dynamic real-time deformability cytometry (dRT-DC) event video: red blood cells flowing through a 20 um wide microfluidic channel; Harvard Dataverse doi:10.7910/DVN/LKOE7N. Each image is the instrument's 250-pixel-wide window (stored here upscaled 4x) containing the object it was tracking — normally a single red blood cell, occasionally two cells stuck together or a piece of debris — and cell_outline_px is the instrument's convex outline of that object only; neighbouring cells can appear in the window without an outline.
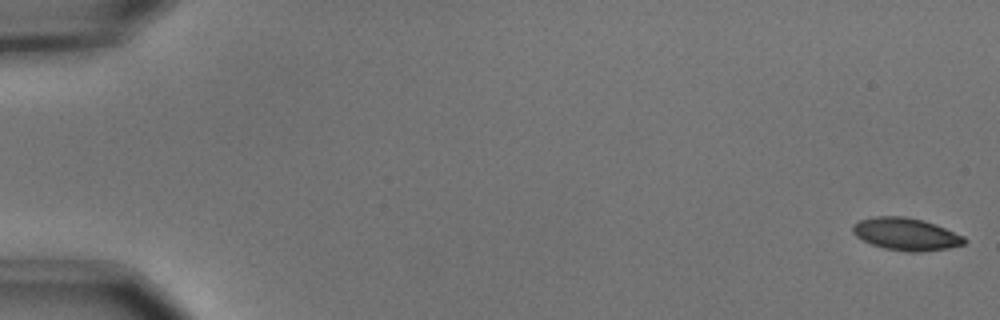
{"species": "common noctule bat (a hibernating species)", "species_latin": "Nyctalus noctula", "temperature_condition": "cold", "stored_images_in_passage": 55, "camera_frame_rate_fps": 3000, "um_per_image_px": 0.085, "animal": {"sex": "male", "body_mass_g": 15.6}, "frame": {"image": 1, "passage_image": 1, "time_ms": 0.0, "image_size_px": [1000, 320], "cell_outline_px": [[968, 240], [964, 244], [948, 248], [920, 252], [908, 252], [884, 248], [872, 244], [856, 236], [852, 232], [852, 224], [860, 220], [872, 216], [904, 216], [924, 220], [936, 224], [964, 236]], "centroid_in_image_um": [77.02, 19.89], "position_along_channel_um": 8.0, "area_um2": 21.21}}
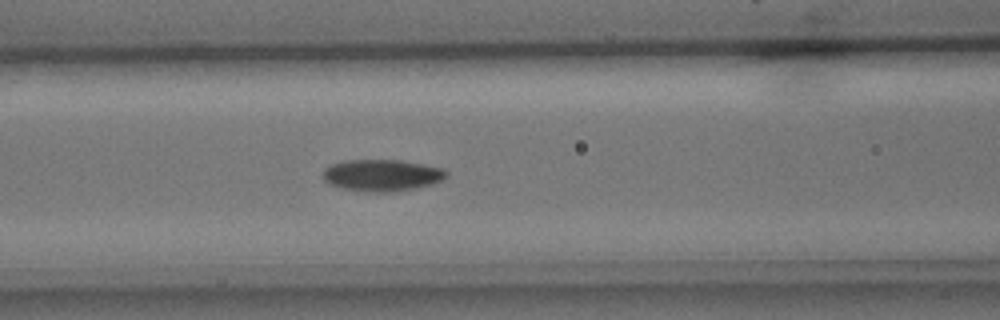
{"frame": {"image": 2, "passage_image": 24, "time_ms": 7.667, "image_size_px": [1000, 320], "cell_outline_px": [[448, 176], [432, 184], [396, 192], [372, 192], [344, 188], [332, 184], [324, 180], [324, 168], [332, 164], [344, 160], [400, 160], [444, 168], [448, 172]], "centroid_in_image_um": [32.5, 14.89], "position_along_channel_um": 134.1, "area_um2": 22.66}}
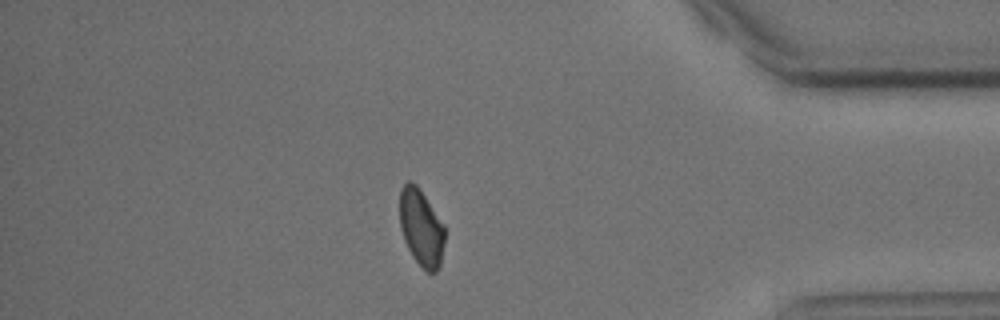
{"frame": {"image": 3, "passage_image": 48, "time_ms": 15.667, "image_size_px": [1000, 320], "cell_outline_px": [[444, 244], [440, 264], [436, 272], [432, 276], [412, 256], [404, 240], [400, 228], [400, 188], [408, 180], [412, 180], [420, 188], [444, 224]], "centroid_in_image_um": [35.8, 19.32], "position_along_channel_um": 399.4, "area_um2": 20.35}, "authors_computed_cell_mechanics": {"area_um2": 21.3282, "velocity_mm_per_s": 3.6824, "shape_relaxation_time_tau1_ms": 3.5416, "shape_relaxation_time_tau2_ms": null, "deformation_change_tau1": 0.1014, "deformation_change_tau2": null}}